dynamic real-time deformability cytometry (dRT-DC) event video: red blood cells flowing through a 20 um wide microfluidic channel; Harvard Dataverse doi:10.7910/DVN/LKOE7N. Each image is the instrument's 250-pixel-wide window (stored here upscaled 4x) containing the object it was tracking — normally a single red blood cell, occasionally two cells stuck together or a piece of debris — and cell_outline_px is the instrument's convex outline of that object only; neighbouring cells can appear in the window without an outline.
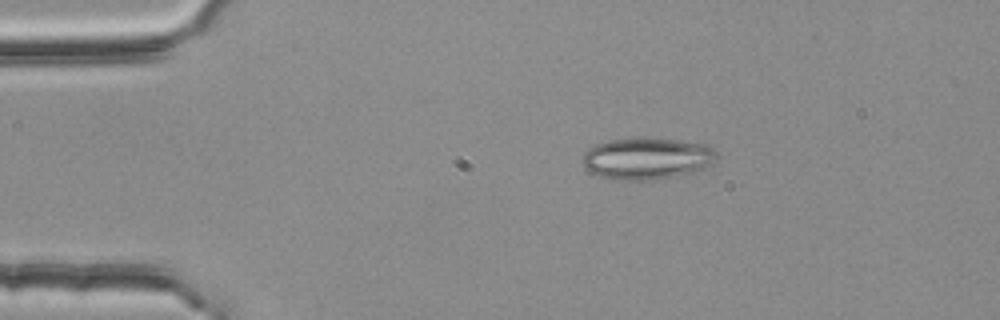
{"species": "common noctule bat (a hibernating species)", "species_latin": "Nyctalus noctula", "temperature_condition": "room temperature", "stored_images_in_passage": 3, "camera_frame_rate_fps": 3000, "um_per_image_px": 0.085, "animal": {"sex": "female", "body_mass_g": 25.1}, "frame": {"image": 1, "passage_image": 1, "time_ms": 0.0, "image_size_px": [1000, 320], "cell_outline_px": [[720, 156], [712, 164], [704, 168], [692, 172], [672, 176], [648, 180], [620, 180], [600, 176], [588, 172], [584, 168], [580, 160], [584, 152], [588, 148], [596, 144], [612, 140], [676, 140], [704, 144], [712, 148]], "centroid_in_image_um": [54.96, 13.5], "position_along_channel_um": 30.0, "area_um2": 32.08}}